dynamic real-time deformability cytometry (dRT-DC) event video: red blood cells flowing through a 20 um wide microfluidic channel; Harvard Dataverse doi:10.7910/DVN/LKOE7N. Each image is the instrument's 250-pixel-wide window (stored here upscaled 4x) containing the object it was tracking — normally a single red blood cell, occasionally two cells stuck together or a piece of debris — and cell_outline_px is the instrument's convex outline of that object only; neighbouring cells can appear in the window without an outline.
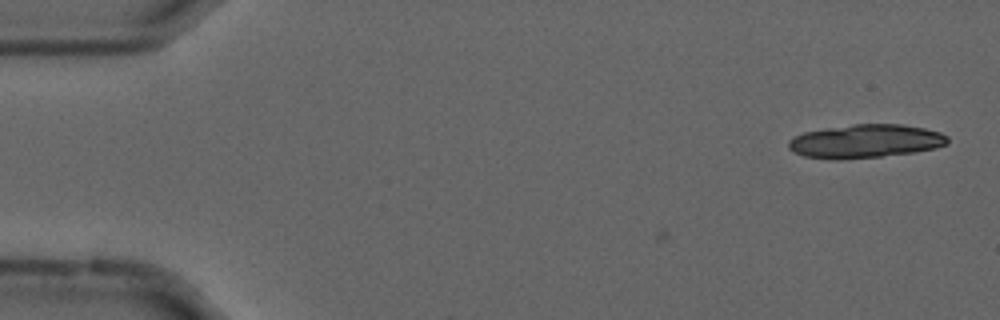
{"species": "common noctule bat (a hibernating species)", "species_latin": "Nyctalus noctula", "temperature_condition": "cold", "stored_images_in_passage": 3, "camera_frame_rate_fps": 3000, "um_per_image_px": 0.085, "animal": {"sex": "male", "forearm_length_mm": 52.5}, "frame": {"image": 1, "passage_image": 3, "time_ms": 0.667, "image_size_px": [1000, 320], "cell_outline_px": [[948, 144], [936, 148], [912, 152], [880, 156], [836, 160], [804, 156], [788, 148], [788, 140], [804, 132], [852, 124], [900, 124], [924, 128], [940, 132], [948, 136]], "centroid_in_image_um": [73.58, 12.0], "position_along_channel_um": 11.4, "area_um2": 30.87}}